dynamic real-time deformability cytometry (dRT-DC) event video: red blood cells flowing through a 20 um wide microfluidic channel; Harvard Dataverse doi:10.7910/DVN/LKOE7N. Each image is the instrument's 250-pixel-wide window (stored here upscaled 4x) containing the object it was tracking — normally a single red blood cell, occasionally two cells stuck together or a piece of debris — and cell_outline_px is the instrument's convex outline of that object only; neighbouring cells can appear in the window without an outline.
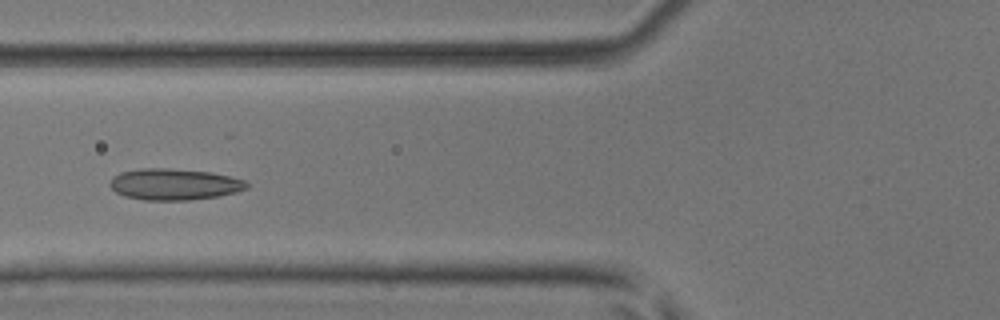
{"species": "common noctule bat (a hibernating species)", "species_latin": "Nyctalus noctula", "temperature_condition": "room temperature", "stored_images_in_passage": 5, "camera_frame_rate_fps": 3000, "um_per_image_px": 0.085, "animal": {"sex": "male", "body_mass_g": 17.9, "forearm_length_mm": 54.2}, "frame": {"image": 1, "passage_image": 5, "time_ms": 1.333, "image_size_px": [1000, 320], "cell_outline_px": [[248, 188], [236, 192], [216, 196], [188, 200], [144, 200], [124, 196], [116, 192], [108, 184], [120, 172], [140, 168], [168, 168], [212, 172], [244, 180], [248, 184]], "centroid_in_image_um": [14.8, 15.66], "position_along_channel_um": 111.0, "area_um2": 24.85}}